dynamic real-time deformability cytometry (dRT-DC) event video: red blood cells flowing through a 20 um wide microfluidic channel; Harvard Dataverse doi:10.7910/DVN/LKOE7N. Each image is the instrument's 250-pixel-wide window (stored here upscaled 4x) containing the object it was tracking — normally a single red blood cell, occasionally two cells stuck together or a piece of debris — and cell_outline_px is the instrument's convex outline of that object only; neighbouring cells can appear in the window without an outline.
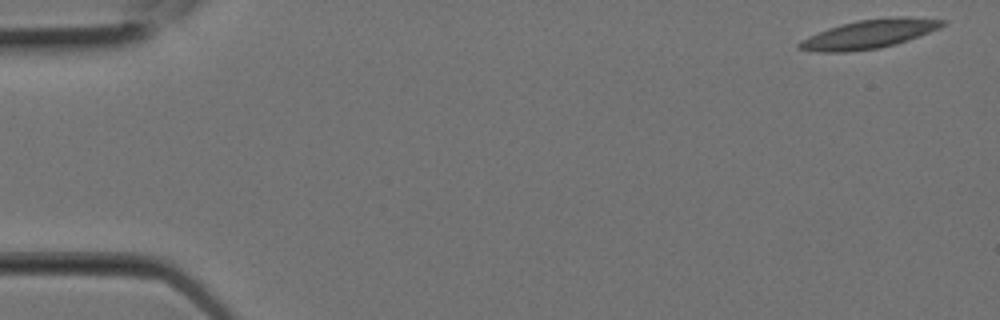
{"species": "Egyptian fruit bat (a non-hibernating species)", "species_latin": "Rousettus aegyptiacus", "temperature_condition": "room temperature", "stored_images_in_passage": 5, "camera_frame_rate_fps": 3000, "um_per_image_px": 0.085, "animal": {"sex": "female"}, "frame": {"image": 1, "passage_image": 1, "time_ms": 0.0, "image_size_px": [1000, 320], "cell_outline_px": [[944, 24], [940, 28], [920, 36], [896, 44], [880, 48], [848, 52], [816, 52], [796, 48], [796, 44], [800, 40], [808, 36], [828, 28], [856, 20], [896, 16], [908, 16], [944, 20]], "centroid_in_image_um": [73.86, 2.9], "position_along_channel_um": 11.1, "area_um2": 24.28}}